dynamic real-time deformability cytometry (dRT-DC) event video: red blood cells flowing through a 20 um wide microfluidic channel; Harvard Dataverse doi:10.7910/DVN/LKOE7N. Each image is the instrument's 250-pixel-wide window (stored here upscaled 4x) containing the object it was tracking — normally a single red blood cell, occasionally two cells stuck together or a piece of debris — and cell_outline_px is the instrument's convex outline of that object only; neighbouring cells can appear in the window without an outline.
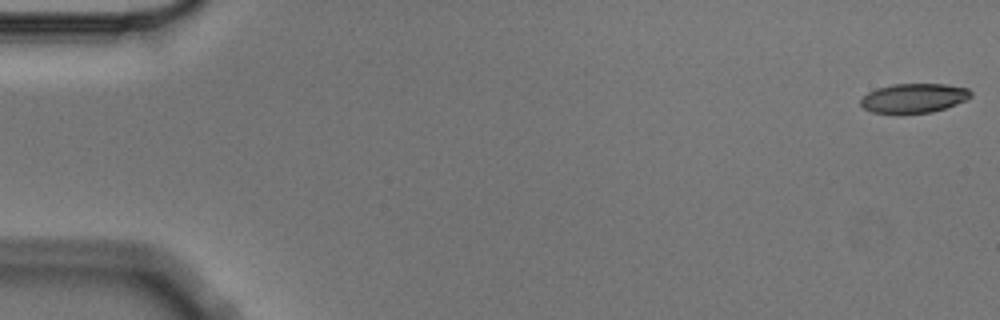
{"species": "Egyptian fruit bat (a non-hibernating species)", "species_latin": "Rousettus aegyptiacus", "temperature_condition": "cold", "stored_images_in_passage": 4, "camera_frame_rate_fps": 3000, "um_per_image_px": 0.085, "animal": {"sex": "male"}, "frame": {"image": 1, "passage_image": 1, "time_ms": 0.0, "image_size_px": [1000, 320], "cell_outline_px": [[972, 96], [968, 100], [932, 112], [896, 116], [872, 112], [864, 108], [860, 104], [860, 100], [868, 92], [876, 88], [892, 84], [948, 84], [968, 88], [972, 92]], "centroid_in_image_um": [77.66, 8.37], "position_along_channel_um": 7.3, "area_um2": 19.54}}
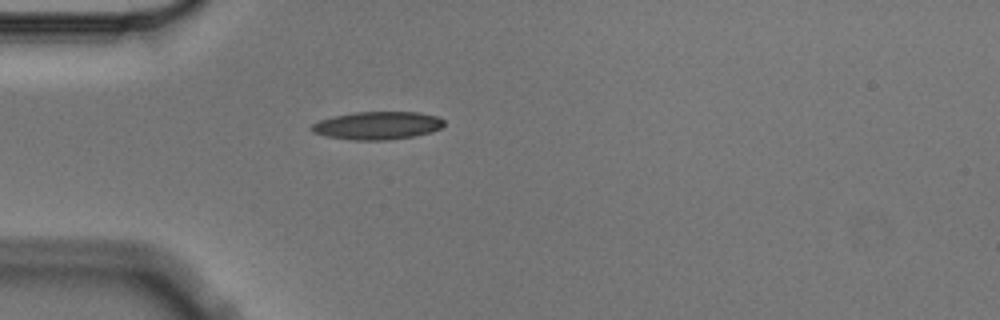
{"frame": {"image": 2, "passage_image": 4, "time_ms": 1.0, "image_size_px": [1000, 320], "cell_outline_px": [[444, 124], [440, 128], [432, 132], [412, 136], [388, 140], [356, 140], [328, 136], [312, 132], [308, 128], [312, 124], [320, 120], [332, 116], [356, 112], [420, 112], [436, 116], [444, 120]], "centroid_in_image_um": [32.07, 10.66], "position_along_channel_um": 52.9, "area_um2": 21.5}}